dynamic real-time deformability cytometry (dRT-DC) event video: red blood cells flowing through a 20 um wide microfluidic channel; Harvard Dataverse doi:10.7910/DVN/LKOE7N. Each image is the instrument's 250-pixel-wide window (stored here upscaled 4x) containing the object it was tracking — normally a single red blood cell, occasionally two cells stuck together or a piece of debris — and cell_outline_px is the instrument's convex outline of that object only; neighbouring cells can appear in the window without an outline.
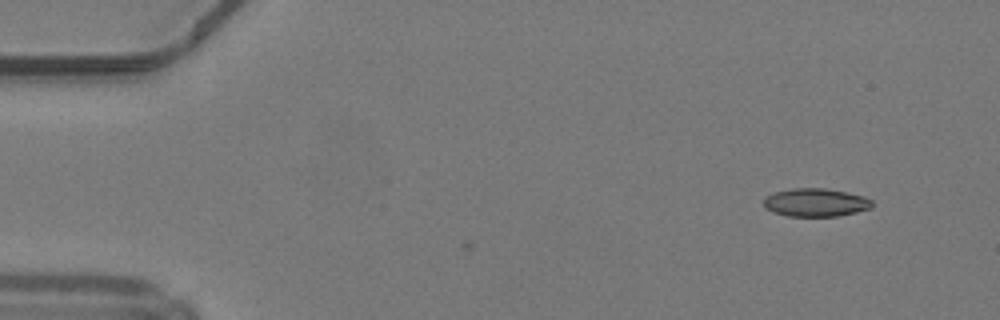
{"species": "common noctule bat (a hibernating species)", "species_latin": "Nyctalus noctula", "temperature_condition": "warm", "stored_images_in_passage": 4, "camera_frame_rate_fps": 3000, "um_per_image_px": 0.085, "animal": {"sex": "male", "body_mass_g": 19.2, "forearm_length_mm": 51.8}, "frame": {"image": 1, "passage_image": 1, "time_ms": 0.0, "image_size_px": [1000, 320], "cell_outline_px": [[872, 208], [840, 216], [788, 216], [772, 212], [764, 208], [764, 196], [776, 192], [792, 188], [824, 188], [864, 196], [872, 200]], "centroid_in_image_um": [69.31, 17.22], "position_along_channel_um": 15.7, "area_um2": 17.86}}